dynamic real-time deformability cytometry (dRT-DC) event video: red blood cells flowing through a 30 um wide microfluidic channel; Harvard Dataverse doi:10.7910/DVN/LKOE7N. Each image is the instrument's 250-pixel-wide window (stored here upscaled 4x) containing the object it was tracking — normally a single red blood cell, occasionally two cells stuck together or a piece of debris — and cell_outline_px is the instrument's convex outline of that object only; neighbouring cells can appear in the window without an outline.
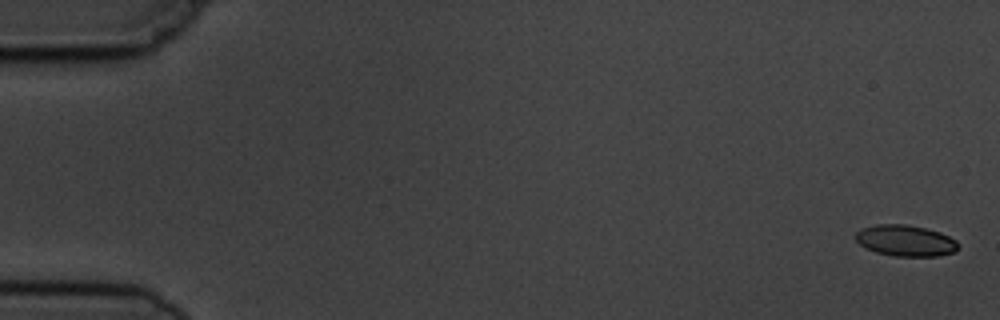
{"species": "common noctule bat (a hibernating species)", "species_latin": "Nyctalus noctula", "temperature_condition": "cold", "stored_images_in_passage": 6, "camera_frame_rate_fps": 3000, "um_per_image_px": 0.085, "animal": {"sex": "male", "body_mass_g": 19.5, "forearm_length_mm": 54.6}, "frame": {"image": 1, "passage_image": 1, "time_ms": 0.0, "image_size_px": [1000, 320], "cell_outline_px": [[956, 248], [952, 252], [940, 256], [892, 256], [876, 252], [860, 244], [856, 240], [856, 232], [860, 228], [876, 224], [908, 224], [940, 232], [956, 240]], "centroid_in_image_um": [76.93, 20.44], "position_along_channel_um": 8.1, "area_um2": 18.5}}
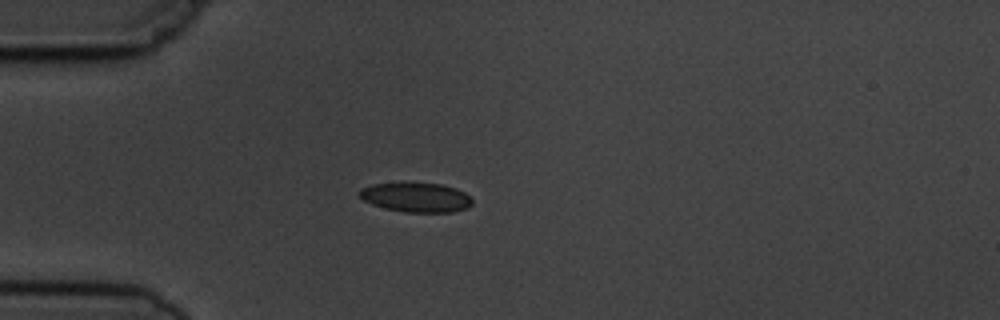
{"frame": {"image": 2, "passage_image": 5, "time_ms": 4.667, "image_size_px": [1000, 320], "cell_outline_px": [[472, 204], [468, 208], [452, 212], [404, 212], [384, 208], [372, 204], [356, 196], [356, 192], [360, 188], [372, 184], [408, 180], [440, 184], [456, 188], [472, 196]], "centroid_in_image_um": [35.32, 16.73], "position_along_channel_um": 49.7, "area_um2": 20.35}}